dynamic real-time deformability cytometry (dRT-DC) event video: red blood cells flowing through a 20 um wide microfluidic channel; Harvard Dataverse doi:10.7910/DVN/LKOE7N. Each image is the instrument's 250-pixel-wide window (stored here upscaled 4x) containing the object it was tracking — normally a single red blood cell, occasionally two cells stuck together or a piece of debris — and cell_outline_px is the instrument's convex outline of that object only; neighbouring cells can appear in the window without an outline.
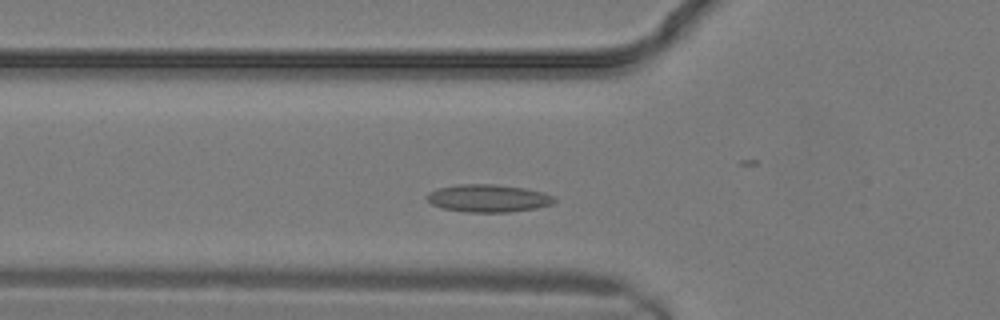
{"species": "common noctule bat (a hibernating species)", "species_latin": "Nyctalus noctula", "temperature_condition": "warm", "stored_images_in_passage": 11, "camera_frame_rate_fps": 3000, "um_per_image_px": 0.085, "animal": {"sex": "male", "body_mass_g": 19.2, "forearm_length_mm": 51.8}, "frame": {"image": 1, "passage_image": 4, "time_ms": 1.0, "image_size_px": [1000, 320], "cell_outline_px": [[556, 200], [552, 204], [536, 208], [508, 212], [468, 212], [440, 208], [432, 204], [424, 196], [428, 192], [440, 188], [460, 184], [496, 184], [524, 188], [544, 192], [556, 196]], "centroid_in_image_um": [41.51, 16.85], "position_along_channel_um": 84.3, "area_um2": 20.63}}
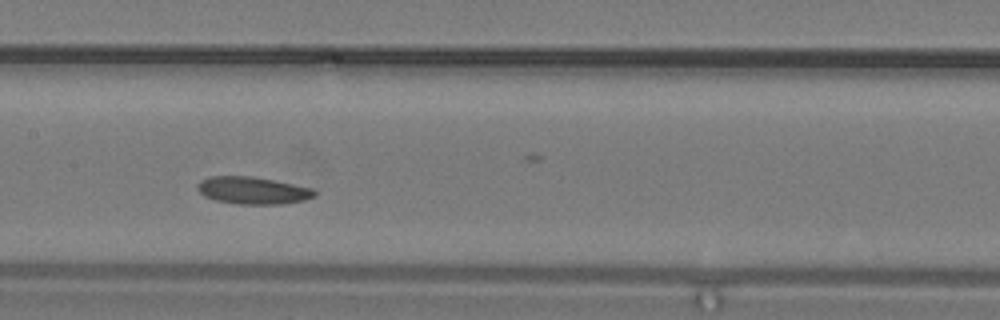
{"frame": {"image": 2, "passage_image": 8, "time_ms": 2.333, "image_size_px": [1000, 320], "cell_outline_px": [[316, 196], [304, 200], [280, 204], [240, 204], [216, 200], [204, 196], [196, 188], [196, 184], [200, 180], [208, 176], [252, 176], [312, 188], [316, 192]], "centroid_in_image_um": [21.45, 16.18], "position_along_channel_um": 186.0, "area_um2": 18.55}}
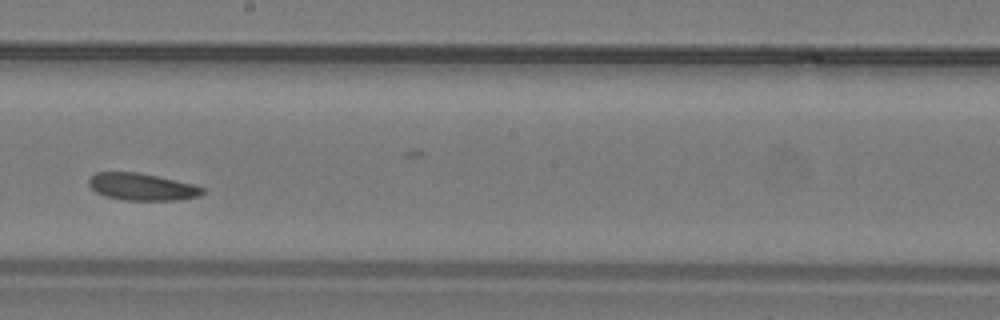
{"frame": {"image": 3, "passage_image": 10, "time_ms": 3.0, "image_size_px": [1000, 320], "cell_outline_px": [[204, 192], [200, 196], [176, 200], [124, 200], [104, 196], [96, 192], [88, 184], [88, 176], [96, 172], [136, 172], [196, 184], [204, 188]], "centroid_in_image_um": [12.05, 15.88], "position_along_channel_um": 236.2, "area_um2": 18.09}}